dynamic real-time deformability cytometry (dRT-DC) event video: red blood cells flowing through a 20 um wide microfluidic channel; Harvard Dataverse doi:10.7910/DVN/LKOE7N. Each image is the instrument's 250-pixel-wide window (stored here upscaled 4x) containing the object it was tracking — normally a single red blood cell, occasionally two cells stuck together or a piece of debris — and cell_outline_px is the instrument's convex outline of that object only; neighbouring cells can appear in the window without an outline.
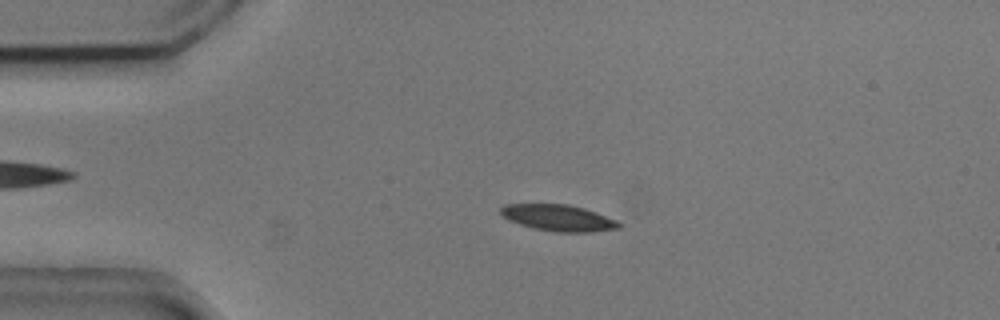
{"species": "common noctule bat (a hibernating species)", "species_latin": "Nyctalus noctula", "temperature_condition": "cold", "stored_images_in_passage": 54, "camera_frame_rate_fps": 3000, "um_per_image_px": 0.085, "animal": {"sex": "male", "body_mass_g": 20.5, "forearm_length_mm": 52.5}, "frame": {"image": 1, "passage_image": 11, "time_ms": 3.333, "image_size_px": [1000, 320], "cell_outline_px": [[620, 228], [592, 232], [556, 232], [536, 228], [520, 224], [508, 220], [500, 212], [500, 208], [504, 204], [568, 204], [584, 208], [596, 212], [616, 220], [620, 224]], "centroid_in_image_um": [47.46, 18.51], "position_along_channel_um": 37.5, "area_um2": 18.03}}
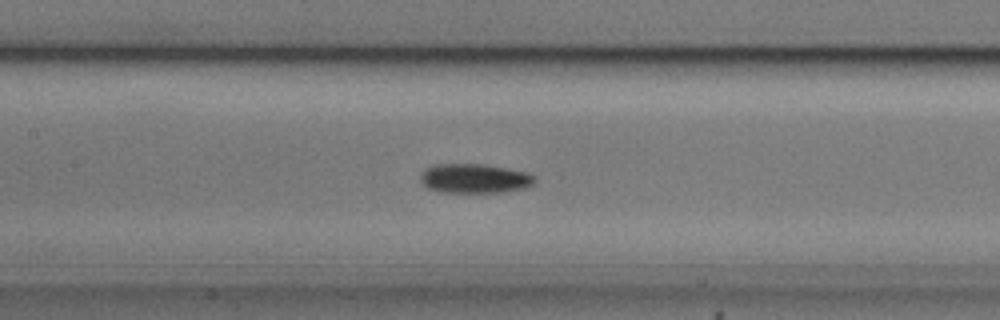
{"frame": {"image": 2, "passage_image": 24, "time_ms": 7.667, "image_size_px": [1000, 320], "cell_outline_px": [[536, 180], [532, 184], [524, 188], [504, 192], [444, 192], [428, 188], [420, 180], [420, 176], [424, 168], [436, 164], [484, 164], [508, 168], [528, 172], [536, 176]], "centroid_in_image_um": [40.36, 15.16], "position_along_channel_um": 167.0, "area_um2": 19.65}}
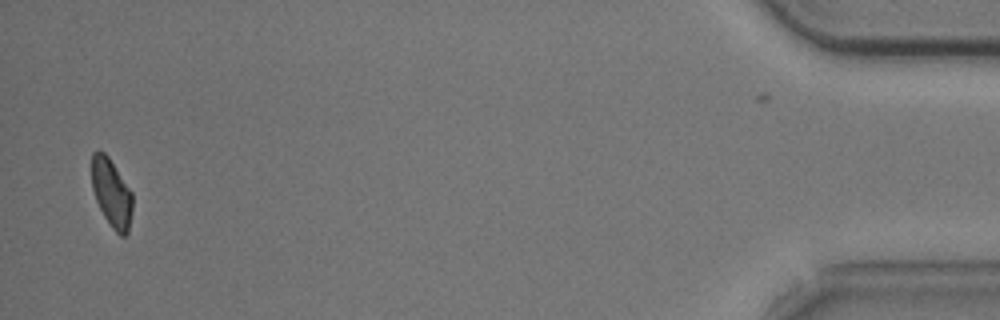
{"frame": {"image": 3, "passage_image": 52, "time_ms": 17.0, "image_size_px": [1000, 320], "cell_outline_px": [[132, 212], [128, 232], [124, 236], [120, 236], [112, 228], [104, 216], [96, 200], [92, 188], [92, 152], [104, 152], [108, 156], [132, 192]], "centroid_in_image_um": [9.49, 16.43], "position_along_channel_um": 425.7, "area_um2": 16.07}, "authors_computed_cell_mechanics": {"area_um2": 18.0625, "velocity_mm_per_s": 3.7146, "shape_relaxation_time_tau1_ms": 2.2094, "shape_relaxation_time_tau2_ms": null, "deformation_change_tau1": 0.1044, "deformation_change_tau2": null}}